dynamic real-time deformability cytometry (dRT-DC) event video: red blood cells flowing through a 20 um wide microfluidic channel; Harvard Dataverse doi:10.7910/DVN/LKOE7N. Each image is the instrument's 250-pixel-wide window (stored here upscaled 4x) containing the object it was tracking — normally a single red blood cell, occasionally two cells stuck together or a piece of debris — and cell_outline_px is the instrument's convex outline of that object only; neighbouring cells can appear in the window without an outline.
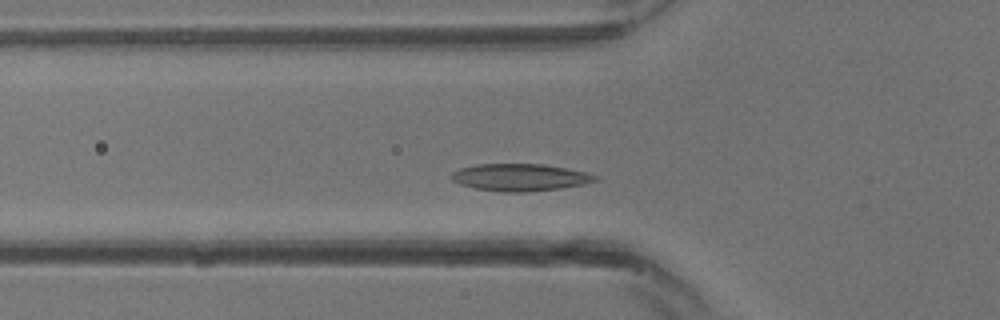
{"species": "common noctule bat (a hibernating species)", "species_latin": "Nyctalus noctula", "temperature_condition": "warm", "stored_images_in_passage": 15, "camera_frame_rate_fps": 3000, "um_per_image_px": 0.085, "animal": {"sex": "male", "body_mass_g": 13.3}, "frame": {"image": 1, "passage_image": 5, "time_ms": 1.333, "image_size_px": [1000, 320], "cell_outline_px": [[596, 180], [580, 184], [560, 188], [516, 192], [508, 192], [476, 188], [460, 184], [452, 180], [452, 172], [460, 168], [480, 164], [540, 164], [564, 168], [584, 172], [596, 176]], "centroid_in_image_um": [44.13, 15.06], "position_along_channel_um": 81.7, "area_um2": 22.02}}
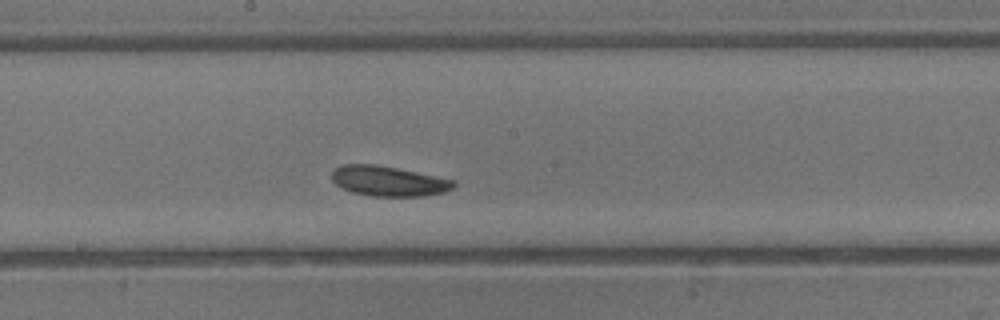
{"frame": {"image": 2, "passage_image": 11, "time_ms": 3.333, "image_size_px": [1000, 320], "cell_outline_px": [[456, 184], [452, 188], [444, 192], [420, 196], [376, 196], [352, 192], [336, 184], [332, 180], [332, 172], [336, 168], [344, 164], [372, 164], [396, 168], [456, 180]], "centroid_in_image_um": [33.03, 15.39], "position_along_channel_um": 215.2, "area_um2": 21.04}}
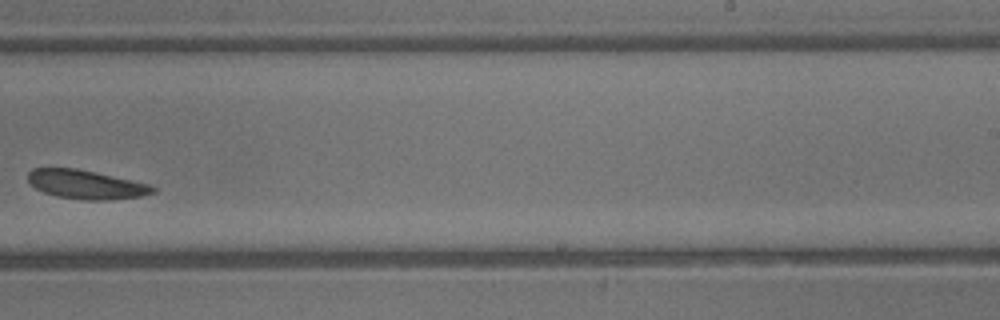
{"frame": {"image": 3, "passage_image": 14, "time_ms": 4.333, "image_size_px": [1000, 320], "cell_outline_px": [[156, 192], [140, 196], [100, 200], [88, 200], [60, 196], [44, 192], [36, 188], [28, 180], [28, 172], [32, 168], [76, 168], [148, 184], [156, 188]], "centroid_in_image_um": [7.29, 15.67], "position_along_channel_um": 281.7, "area_um2": 20.46}}